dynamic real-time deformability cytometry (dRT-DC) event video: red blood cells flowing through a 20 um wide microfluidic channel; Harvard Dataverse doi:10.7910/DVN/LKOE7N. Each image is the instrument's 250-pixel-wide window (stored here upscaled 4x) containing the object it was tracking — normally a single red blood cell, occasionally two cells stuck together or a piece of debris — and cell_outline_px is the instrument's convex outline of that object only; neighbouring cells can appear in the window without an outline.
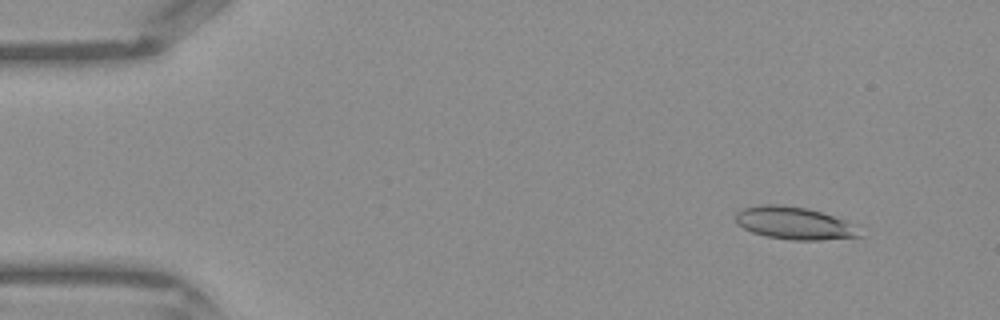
{"species": "Egyptian fruit bat (a non-hibernating species)", "species_latin": "Rousettus aegyptiacus", "temperature_condition": "warm", "stored_images_in_passage": 44, "camera_frame_rate_fps": 3000, "um_per_image_px": 0.085, "frame": {"image": 1, "passage_image": 5, "time_ms": 1.333, "image_size_px": [1000, 320], "cell_outline_px": [[864, 236], [820, 240], [792, 240], [764, 236], [752, 232], [736, 224], [736, 212], [744, 208], [760, 204], [780, 204], [804, 208], [820, 212], [844, 220], [852, 224]], "centroid_in_image_um": [67.47, 18.97], "position_along_channel_um": 17.5, "area_um2": 23.35}}
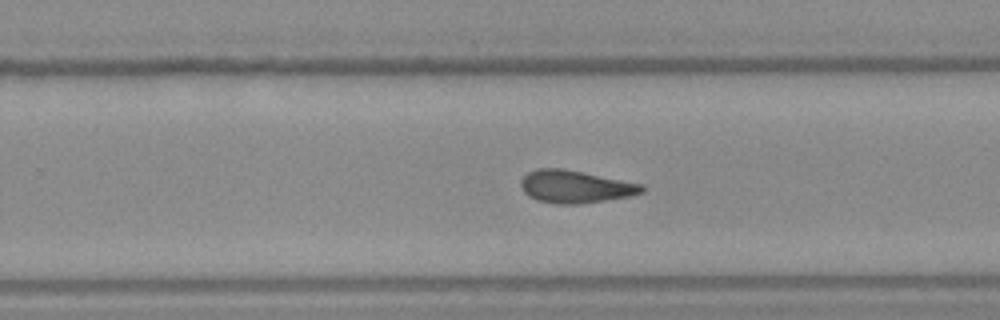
{"frame": {"image": 2, "passage_image": 28, "time_ms": 9.0, "image_size_px": [1000, 320], "cell_outline_px": [[644, 192], [632, 196], [580, 204], [556, 204], [536, 200], [528, 196], [524, 192], [520, 184], [520, 180], [528, 172], [536, 168], [560, 168], [644, 184]], "centroid_in_image_um": [48.89, 15.87], "position_along_channel_um": 280.9, "area_um2": 23.06}}
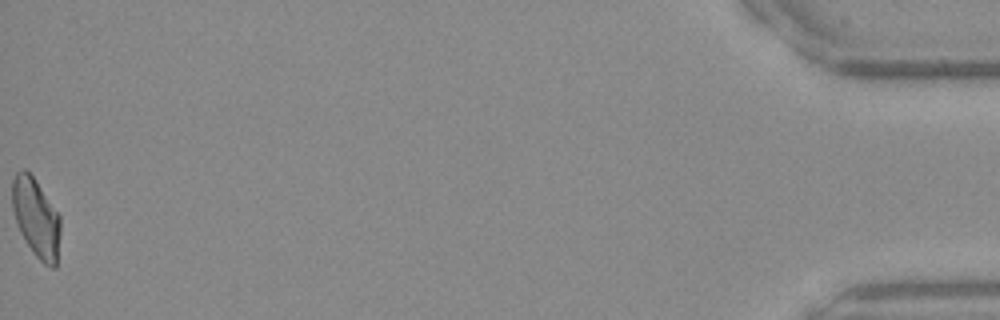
{"frame": {"image": 3, "passage_image": 44, "time_ms": 14.333, "image_size_px": [1000, 320], "cell_outline_px": [[60, 232], [56, 268], [52, 268], [44, 264], [32, 252], [20, 232], [12, 208], [12, 180], [16, 172], [20, 168], [24, 168], [36, 180], [60, 216]], "centroid_in_image_um": [3.06, 18.5], "position_along_channel_um": 432.1, "area_um2": 22.14}}